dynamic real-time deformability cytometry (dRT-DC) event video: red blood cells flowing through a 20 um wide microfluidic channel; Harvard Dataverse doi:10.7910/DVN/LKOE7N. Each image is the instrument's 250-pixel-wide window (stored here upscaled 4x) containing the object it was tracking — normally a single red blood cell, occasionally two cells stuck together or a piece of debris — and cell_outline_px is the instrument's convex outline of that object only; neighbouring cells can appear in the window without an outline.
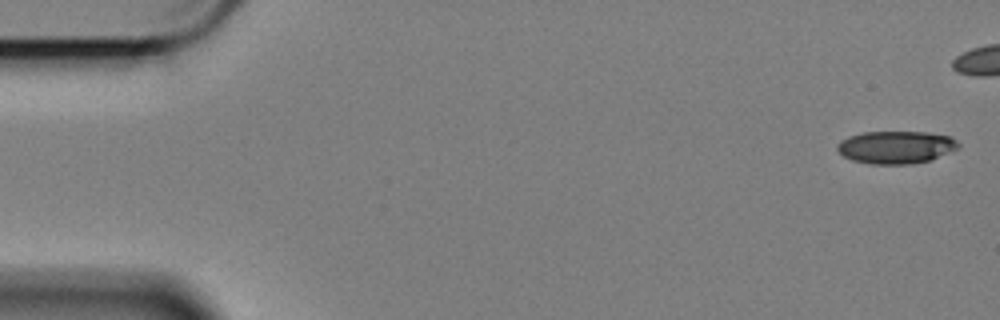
{"species": "Egyptian fruit bat (a non-hibernating species)", "species_latin": "Rousettus aegyptiacus", "temperature_condition": "cold", "stored_images_in_passage": 47, "camera_frame_rate_fps": 3000, "um_per_image_px": 0.085, "animal": {"sex": "female"}, "frame": {"image": 1, "passage_image": 1, "time_ms": 0.0, "image_size_px": [1000, 320], "cell_outline_px": [[960, 144], [956, 148], [932, 160], [912, 164], [872, 164], [852, 160], [844, 156], [836, 148], [836, 144], [840, 140], [848, 136], [864, 132], [928, 132], [952, 136]], "centroid_in_image_um": [76.15, 12.51], "position_along_channel_um": 8.9, "area_um2": 23.12}}
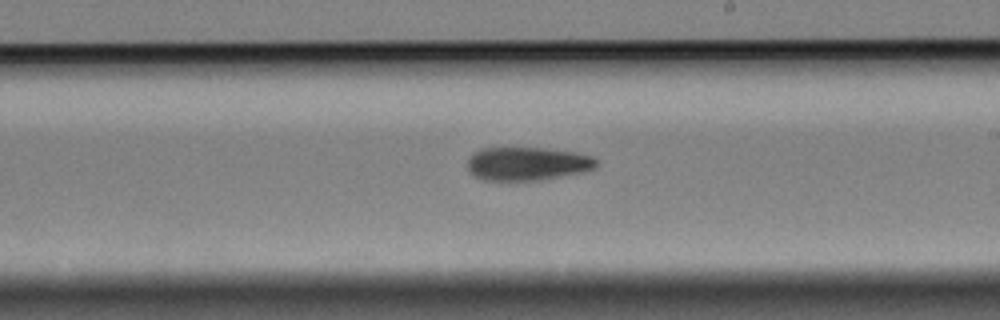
{"frame": {"image": 2, "passage_image": 33, "time_ms": 10.667, "image_size_px": [1000, 320], "cell_outline_px": [[600, 164], [596, 168], [580, 172], [540, 180], [484, 180], [468, 172], [468, 160], [472, 152], [480, 148], [544, 148], [576, 152], [592, 156]], "centroid_in_image_um": [44.82, 13.9], "position_along_channel_um": 244.2, "area_um2": 25.14}}
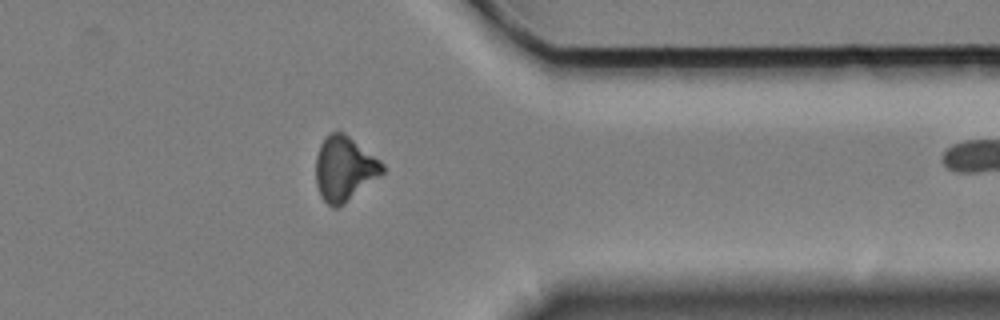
{"frame": {"image": 3, "passage_image": 46, "time_ms": 15.0, "image_size_px": [1000, 320], "cell_outline_px": [[384, 172], [380, 176], [344, 204], [336, 208], [332, 208], [320, 196], [316, 184], [316, 156], [320, 144], [332, 132], [344, 132], [380, 160], [384, 164]], "centroid_in_image_um": [29.27, 14.36], "position_along_channel_um": 382.1, "area_um2": 24.97}}